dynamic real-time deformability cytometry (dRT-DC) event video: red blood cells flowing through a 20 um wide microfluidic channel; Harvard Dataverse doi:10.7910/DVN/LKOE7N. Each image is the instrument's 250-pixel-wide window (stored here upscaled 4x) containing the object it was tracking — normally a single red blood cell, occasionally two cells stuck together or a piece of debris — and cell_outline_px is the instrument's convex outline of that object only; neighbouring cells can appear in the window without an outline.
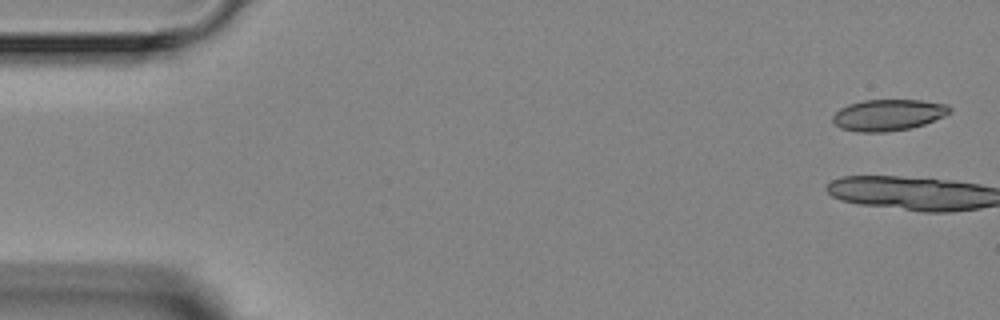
{"species": "Egyptian fruit bat (a non-hibernating species)", "species_latin": "Rousettus aegyptiacus", "temperature_condition": "room temperature", "stored_images_in_passage": 4, "camera_frame_rate_fps": 3000, "um_per_image_px": 0.085, "animal": {"sex": "female"}, "frame": {"image": 1, "passage_image": 1, "time_ms": 0.0, "image_size_px": [1000, 320], "cell_outline_px": [[952, 108], [944, 116], [924, 124], [912, 128], [884, 132], [860, 132], [840, 128], [832, 120], [832, 116], [840, 108], [848, 104], [864, 100], [920, 100], [948, 104]], "centroid_in_image_um": [75.49, 9.77], "position_along_channel_um": 9.5, "area_um2": 21.33}}